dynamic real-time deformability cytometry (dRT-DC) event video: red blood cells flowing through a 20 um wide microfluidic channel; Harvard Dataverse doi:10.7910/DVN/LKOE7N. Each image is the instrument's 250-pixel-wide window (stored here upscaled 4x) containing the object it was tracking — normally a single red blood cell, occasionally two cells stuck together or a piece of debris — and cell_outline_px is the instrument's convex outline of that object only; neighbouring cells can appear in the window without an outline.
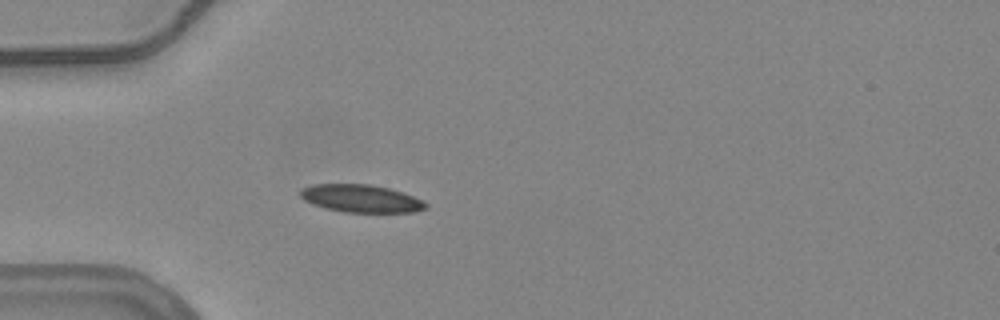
{"species": "common noctule bat (a hibernating species)", "species_latin": "Nyctalus noctula", "temperature_condition": "warm", "stored_images_in_passage": 40, "camera_frame_rate_fps": 3000, "um_per_image_px": 0.085, "animal": {"sex": "female", "body_mass_g": 24.6, "forearm_length_mm": 56.2}, "frame": {"image": 1, "passage_image": 1, "time_ms": 0.0, "image_size_px": [1000, 320], "cell_outline_px": [[428, 204], [424, 208], [416, 212], [344, 212], [324, 208], [312, 204], [304, 200], [300, 196], [300, 192], [304, 188], [312, 184], [372, 184], [404, 192]], "centroid_in_image_um": [30.66, 16.87], "position_along_channel_um": 54.3, "area_um2": 20.17}}
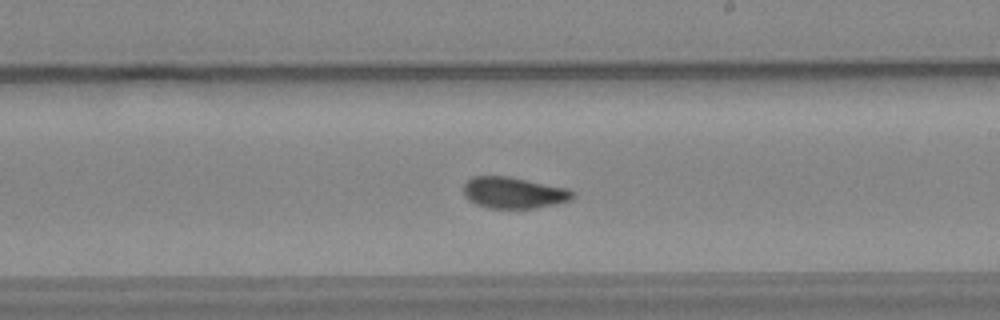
{"frame": {"image": 2, "passage_image": 17, "time_ms": 5.333, "image_size_px": [1000, 320], "cell_outline_px": [[576, 192], [572, 200], [556, 204], [536, 208], [488, 208], [476, 204], [468, 200], [464, 196], [464, 184], [472, 176], [508, 176], [568, 188]], "centroid_in_image_um": [43.69, 16.38], "position_along_channel_um": 245.3, "area_um2": 20.11}}
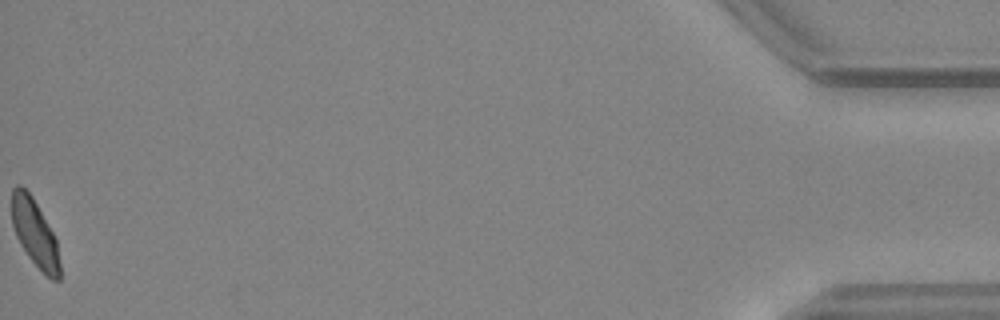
{"frame": {"image": 3, "passage_image": 40, "time_ms": 13.0, "image_size_px": [1000, 320], "cell_outline_px": [[60, 280], [52, 280], [28, 256], [20, 244], [16, 236], [12, 224], [12, 188], [16, 184], [20, 184], [32, 196], [52, 232], [56, 240], [60, 264]], "centroid_in_image_um": [2.94, 19.79], "position_along_channel_um": 432.3, "area_um2": 18.5}, "authors_computed_cell_mechanics": {"area_um2": 19.941, "velocity_mm_per_s": 3.7473, "shape_relaxation_time_tau1_ms": 3.1335, "shape_relaxation_time_tau2_ms": 1.6493, "deformation_change_tau1": 0.1361, "deformation_change_tau2": 0.0748}}